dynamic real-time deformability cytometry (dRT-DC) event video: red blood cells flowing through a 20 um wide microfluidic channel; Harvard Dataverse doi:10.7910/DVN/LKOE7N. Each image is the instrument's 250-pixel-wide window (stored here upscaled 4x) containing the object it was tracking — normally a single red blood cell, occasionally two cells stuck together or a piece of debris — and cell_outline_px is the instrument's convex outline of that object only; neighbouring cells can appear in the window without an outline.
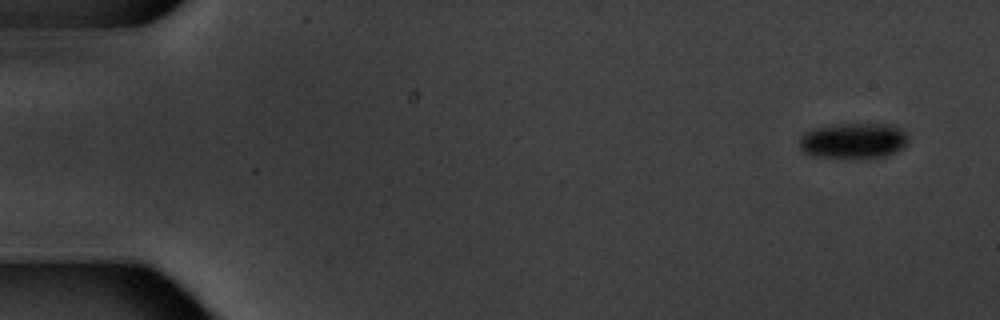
{"species": "common noctule bat (a hibernating species)", "species_latin": "Nyctalus noctula", "temperature_condition": "warm", "stored_images_in_passage": 5, "camera_frame_rate_fps": 3000, "um_per_image_px": 0.085, "animal": {"sex": "male", "body_mass_g": 20.1, "forearm_length_mm": 53.5}, "frame": {"image": 1, "passage_image": 1, "time_ms": 0.0, "image_size_px": [1000, 320], "cell_outline_px": [[908, 144], [896, 152], [884, 156], [812, 156], [804, 152], [800, 148], [800, 136], [804, 132], [812, 128], [840, 124], [896, 124], [908, 136]], "centroid_in_image_um": [72.56, 11.92], "position_along_channel_um": 12.4, "area_um2": 22.25}}